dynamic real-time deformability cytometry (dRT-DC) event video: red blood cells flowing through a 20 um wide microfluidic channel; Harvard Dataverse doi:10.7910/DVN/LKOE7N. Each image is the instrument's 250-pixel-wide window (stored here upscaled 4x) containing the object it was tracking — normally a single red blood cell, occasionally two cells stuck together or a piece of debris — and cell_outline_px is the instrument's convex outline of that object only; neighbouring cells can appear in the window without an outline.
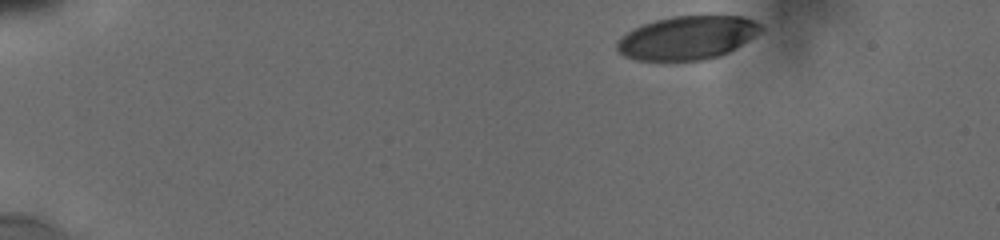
{"species": "human", "species_latin": "Homo sapiens", "temperature_condition": "cold", "stored_images_in_passage": 8, "camera_frame_rate_fps": 3000, "um_per_image_px": 0.085, "donor": {"sex": "male"}, "frame": {"image": 1, "passage_image": 1, "time_ms": 0.0, "image_size_px": [1000, 240], "cell_outline_px": [[764, 28], [760, 32], [728, 52], [720, 56], [704, 60], [636, 60], [624, 56], [616, 48], [616, 44], [628, 32], [644, 24], [656, 20], [672, 16], [744, 16], [760, 24]], "centroid_in_image_um": [58.44, 3.21], "position_along_channel_um": 26.6, "area_um2": 36.01}}
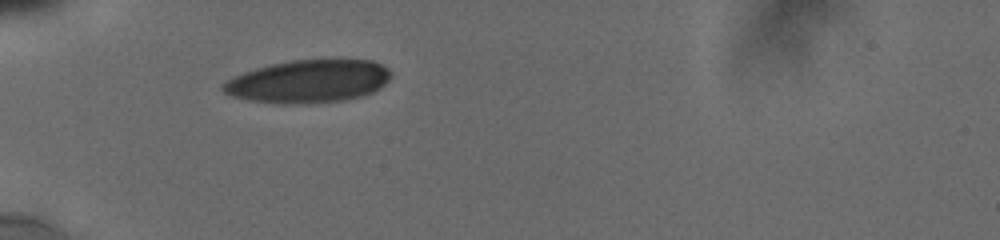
{"frame": {"image": 2, "passage_image": 6, "time_ms": 3.333, "image_size_px": [1000, 240], "cell_outline_px": [[392, 76], [380, 88], [364, 96], [344, 100], [304, 104], [284, 104], [248, 100], [232, 96], [224, 92], [220, 88], [220, 84], [232, 76], [256, 68], [272, 64], [292, 60], [332, 56], [372, 60], [388, 68], [392, 72]], "centroid_in_image_um": [26.26, 6.87], "position_along_channel_um": 58.7, "area_um2": 43.35}}